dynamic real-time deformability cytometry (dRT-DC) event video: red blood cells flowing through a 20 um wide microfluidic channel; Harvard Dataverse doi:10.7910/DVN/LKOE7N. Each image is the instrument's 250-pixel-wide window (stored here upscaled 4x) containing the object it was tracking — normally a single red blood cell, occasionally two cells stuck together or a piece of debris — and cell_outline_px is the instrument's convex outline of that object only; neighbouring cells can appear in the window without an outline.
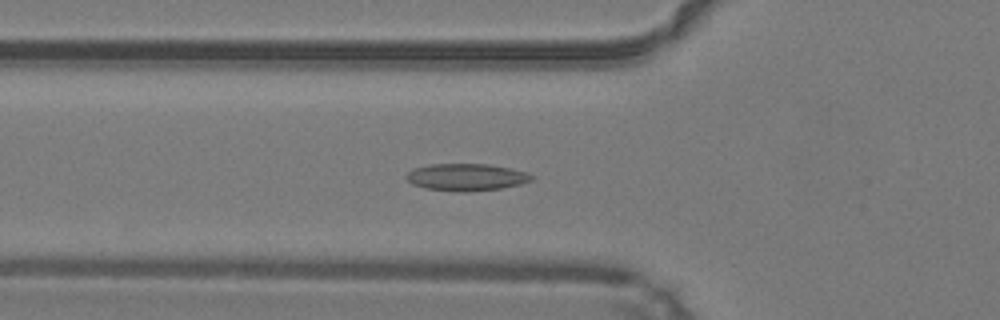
{"species": "common noctule bat (a hibernating species)", "species_latin": "Nyctalus noctula", "temperature_condition": "warm", "stored_images_in_passage": 37, "camera_frame_rate_fps": 3000, "um_per_image_px": 0.085, "animal": {"sex": "male", "body_mass_g": 19.2, "forearm_length_mm": 51.8}, "frame": {"image": 1, "passage_image": 6, "time_ms": 1.667, "image_size_px": [1000, 320], "cell_outline_px": [[536, 176], [532, 180], [520, 184], [500, 188], [464, 192], [460, 192], [424, 188], [412, 184], [404, 176], [412, 168], [428, 164], [488, 164], [528, 172]], "centroid_in_image_um": [39.62, 15.05], "position_along_channel_um": 86.2, "area_um2": 19.88}}
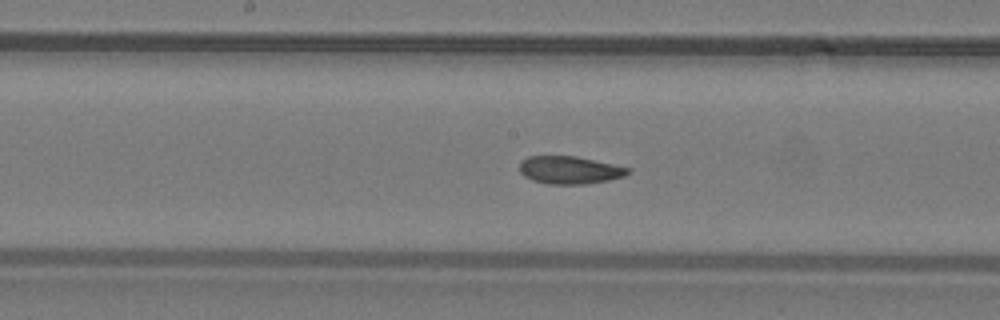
{"frame": {"image": 2, "passage_image": 14, "time_ms": 4.333, "image_size_px": [1000, 320], "cell_outline_px": [[632, 172], [624, 176], [608, 180], [584, 184], [548, 184], [532, 180], [524, 176], [520, 172], [520, 160], [528, 156], [576, 156], [632, 168]], "centroid_in_image_um": [48.43, 14.45], "position_along_channel_um": 199.8, "area_um2": 17.63}}
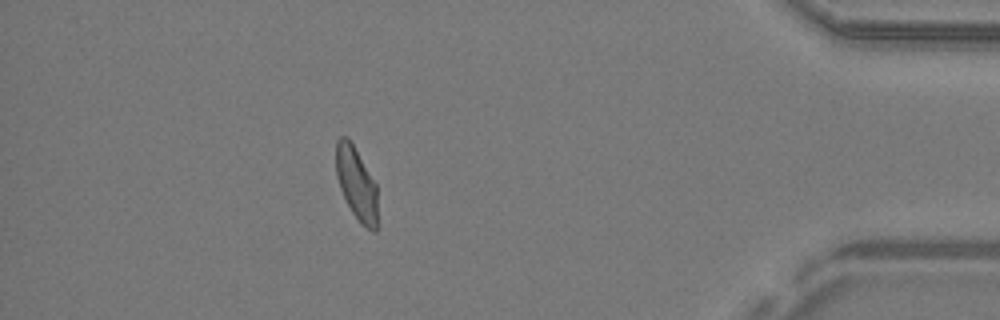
{"frame": {"image": 3, "passage_image": 32, "time_ms": 10.333, "image_size_px": [1000, 320], "cell_outline_px": [[376, 232], [372, 232], [360, 224], [352, 212], [340, 188], [336, 176], [336, 140], [340, 136], [348, 136], [376, 184]], "centroid_in_image_um": [30.27, 15.59], "position_along_channel_um": 404.9, "area_um2": 17.46}, "authors_computed_cell_mechanics": {"area_um2": 18.0914, "velocity_mm_per_s": 4.2315, "shape_relaxation_time_tau1_ms": null, "shape_relaxation_time_tau2_ms": 1.8717, "deformation_change_tau1": null, "deformation_change_tau2": 0.0638}}